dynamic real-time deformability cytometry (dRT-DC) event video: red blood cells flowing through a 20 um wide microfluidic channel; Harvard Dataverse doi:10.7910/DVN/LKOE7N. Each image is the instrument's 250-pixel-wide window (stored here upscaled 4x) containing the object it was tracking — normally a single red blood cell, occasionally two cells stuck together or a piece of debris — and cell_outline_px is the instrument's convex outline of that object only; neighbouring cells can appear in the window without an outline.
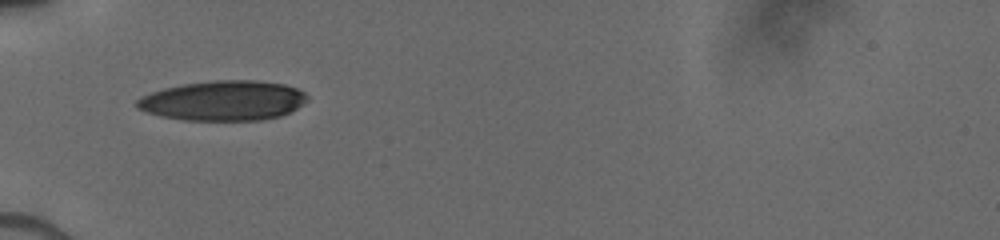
{"species": "human", "species_latin": "Homo sapiens", "temperature_condition": "cold", "stored_images_in_passage": 63, "camera_frame_rate_fps": 3000, "um_per_image_px": 0.085, "donor": {"sex": "male"}, "frame": {"image": 1, "passage_image": 1, "time_ms": 0.0, "image_size_px": [1000, 240], "cell_outline_px": [[308, 100], [296, 108], [280, 116], [260, 120], [184, 120], [160, 116], [136, 108], [136, 100], [140, 96], [164, 88], [180, 84], [212, 80], [256, 80], [284, 84], [296, 88], [304, 92], [308, 96]], "centroid_in_image_um": [18.96, 8.54], "position_along_channel_um": 66.0, "area_um2": 39.71}}
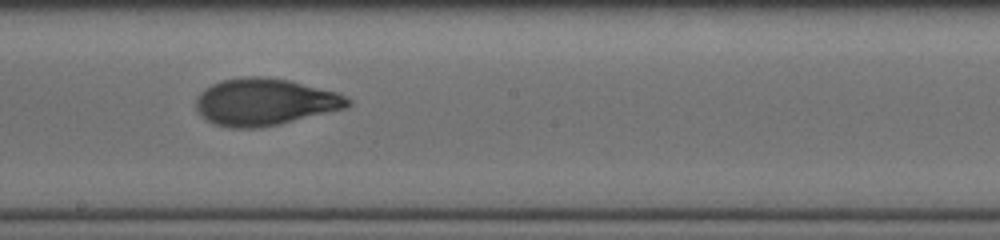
{"frame": {"image": 2, "passage_image": 30, "time_ms": 4.0, "image_size_px": [1000, 240], "cell_outline_px": [[352, 104], [344, 108], [260, 128], [228, 128], [212, 124], [200, 116], [196, 112], [196, 96], [204, 88], [212, 84], [224, 80], [244, 76], [260, 76], [288, 80], [336, 92], [352, 100]], "centroid_in_image_um": [22.42, 8.67], "position_along_channel_um": 225.8, "area_um2": 41.44}}
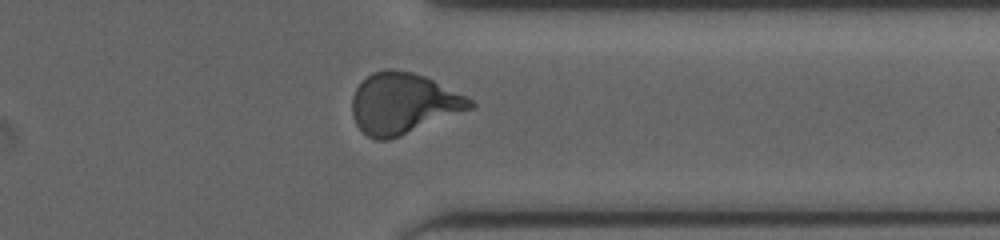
{"frame": {"image": 3, "passage_image": 52, "time_ms": 7.667, "image_size_px": [1000, 240], "cell_outline_px": [[476, 108], [400, 136], [388, 140], [376, 140], [368, 136], [356, 124], [352, 116], [352, 96], [356, 88], [372, 72], [388, 68], [392, 68], [412, 72], [424, 76], [468, 96], [476, 104]], "centroid_in_image_um": [34.31, 8.8], "position_along_channel_um": 377.1, "area_um2": 42.19}}